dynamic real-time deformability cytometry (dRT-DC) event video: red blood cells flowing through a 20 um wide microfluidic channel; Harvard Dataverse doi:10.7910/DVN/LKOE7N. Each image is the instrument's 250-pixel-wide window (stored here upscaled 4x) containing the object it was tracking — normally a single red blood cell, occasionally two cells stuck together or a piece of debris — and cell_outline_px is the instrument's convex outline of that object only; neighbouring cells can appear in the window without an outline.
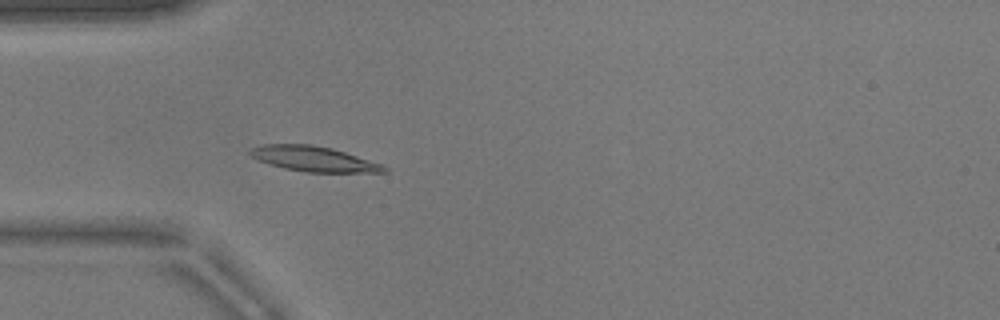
{"species": "common noctule bat (a hibernating species)", "species_latin": "Nyctalus noctula", "temperature_condition": "warm", "stored_images_in_passage": 53, "camera_frame_rate_fps": 3000, "um_per_image_px": 0.085, "animal": {"sex": "male", "body_mass_g": 17.9}, "frame": {"image": 1, "passage_image": 16, "time_ms": 5.0, "image_size_px": [1000, 320], "cell_outline_px": [[388, 172], [304, 172], [284, 168], [268, 164], [252, 156], [248, 152], [248, 148], [264, 144], [312, 144], [332, 148], [380, 164], [388, 168]], "centroid_in_image_um": [26.61, 13.5], "position_along_channel_um": 58.4, "area_um2": 19.48}}
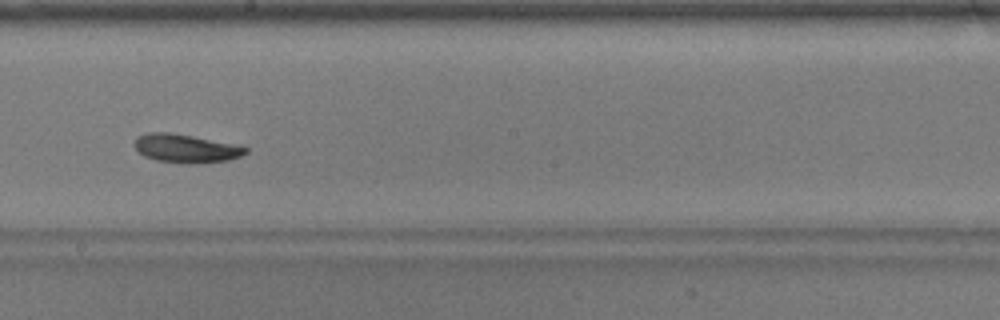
{"frame": {"image": 2, "passage_image": 30, "time_ms": 9.667, "image_size_px": [1000, 320], "cell_outline_px": [[248, 152], [240, 156], [228, 160], [196, 164], [184, 164], [156, 160], [144, 156], [132, 144], [136, 136], [148, 132], [172, 132], [232, 144], [248, 148]], "centroid_in_image_um": [15.74, 12.62], "position_along_channel_um": 232.5, "area_um2": 18.5}}
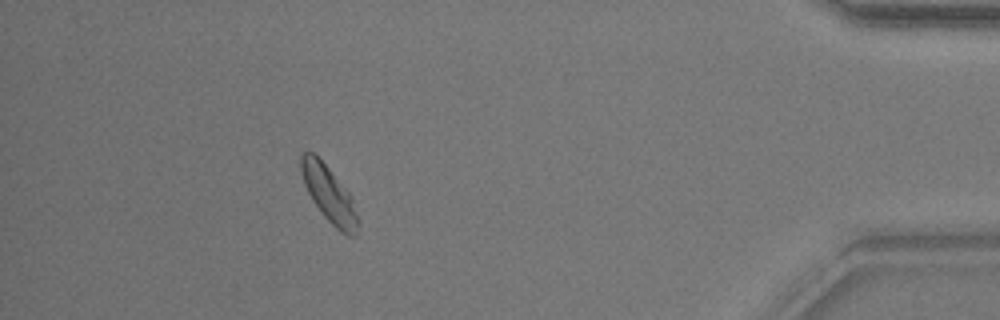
{"frame": {"image": 3, "passage_image": 48, "time_ms": 15.667, "image_size_px": [1000, 320], "cell_outline_px": [[356, 232], [352, 236], [348, 236], [340, 232], [324, 216], [312, 200], [304, 184], [300, 172], [300, 156], [304, 152], [312, 152], [328, 168], [352, 196], [356, 216]], "centroid_in_image_um": [27.92, 16.49], "position_along_channel_um": 407.3, "area_um2": 18.03}, "authors_computed_cell_mechanics": {"area_um2": 18.496, "velocity_mm_per_s": 3.7936, "shape_relaxation_time_tau1_ms": 2.6225, "shape_relaxation_time_tau2_ms": 9.6096, "deformation_change_tau1": 0.0982, "deformation_change_tau2": 0.1543}}